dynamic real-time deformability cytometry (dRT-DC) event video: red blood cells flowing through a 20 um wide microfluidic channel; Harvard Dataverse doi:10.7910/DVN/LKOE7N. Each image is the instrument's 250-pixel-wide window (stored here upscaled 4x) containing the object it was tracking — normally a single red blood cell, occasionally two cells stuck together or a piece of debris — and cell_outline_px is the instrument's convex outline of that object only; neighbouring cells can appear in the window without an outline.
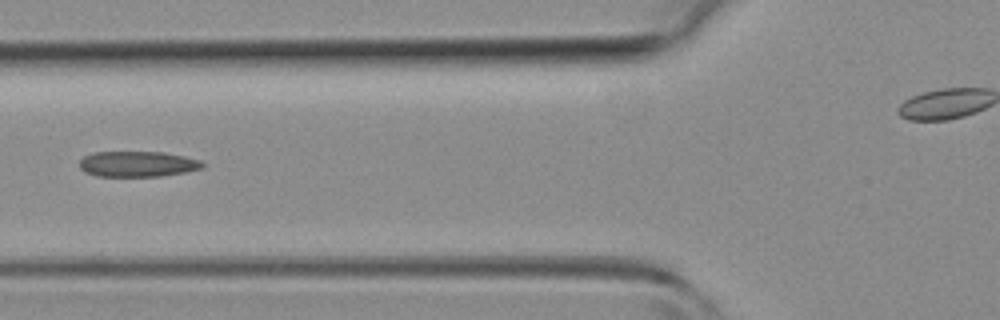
{"species": "common noctule bat (a hibernating species)", "species_latin": "Nyctalus noctula", "temperature_condition": "room temperature", "stored_images_in_passage": 5, "segment_of_instrument_passage": [1, 2], "camera_frame_rate_fps": 3000, "um_per_image_px": 0.085, "animal": {"sex": "female", "body_mass_g": 19.3, "forearm_length_mm": 54.1}, "frame": {"image": 1, "passage_image": 4, "time_ms": 3.333, "image_size_px": [1000, 320], "cell_outline_px": [[204, 168], [184, 172], [160, 176], [96, 176], [84, 172], [80, 168], [80, 160], [84, 156], [96, 152], [164, 152], [184, 156], [200, 160], [204, 164]], "centroid_in_image_um": [11.69, 13.94], "position_along_channel_um": 114.1, "area_um2": 18.32}}